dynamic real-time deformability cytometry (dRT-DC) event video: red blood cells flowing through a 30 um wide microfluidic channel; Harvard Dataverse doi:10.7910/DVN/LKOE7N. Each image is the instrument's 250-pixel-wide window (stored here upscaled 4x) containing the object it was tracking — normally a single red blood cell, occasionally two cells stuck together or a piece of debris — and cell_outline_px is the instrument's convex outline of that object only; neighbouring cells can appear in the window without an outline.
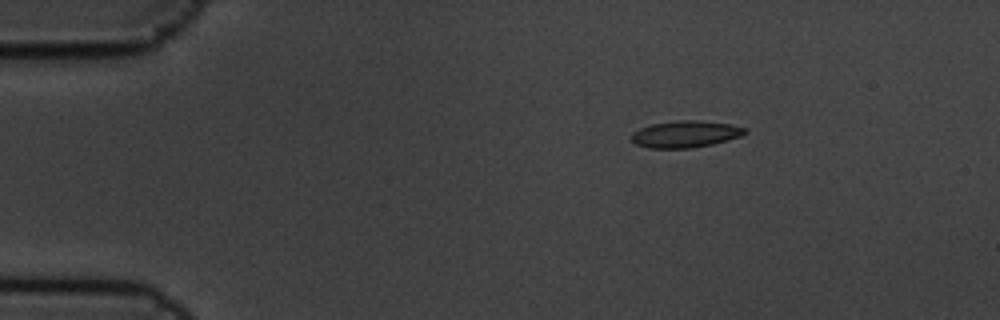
{"species": "common noctule bat (a hibernating species)", "species_latin": "Nyctalus noctula", "temperature_condition": "cold", "stored_images_in_passage": 7, "camera_frame_rate_fps": 3000, "um_per_image_px": 0.085, "animal": {"sex": "male", "body_mass_g": 19.5, "forearm_length_mm": 54.6}, "frame": {"image": 1, "passage_image": 1, "time_ms": 0.0, "image_size_px": [1000, 320], "cell_outline_px": [[748, 132], [740, 136], [728, 140], [712, 144], [692, 148], [648, 148], [636, 144], [632, 140], [632, 132], [640, 128], [652, 124], [676, 120], [696, 120], [728, 124], [748, 128]], "centroid_in_image_um": [58.27, 11.4], "position_along_channel_um": 26.7, "area_um2": 17.69}}
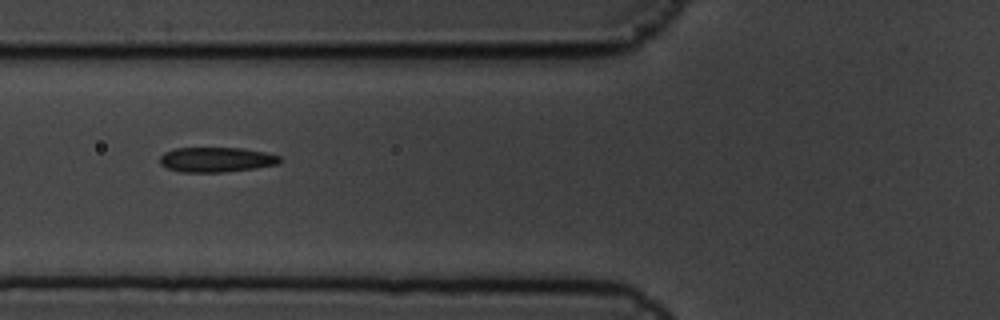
{"frame": {"image": 2, "passage_image": 4, "time_ms": 1.0, "image_size_px": [1000, 320], "cell_outline_px": [[280, 164], [256, 168], [224, 172], [180, 172], [168, 168], [160, 164], [160, 156], [164, 152], [176, 148], [244, 148], [264, 152], [280, 156]], "centroid_in_image_um": [18.39, 13.57], "position_along_channel_um": 107.4, "area_um2": 17.46}}
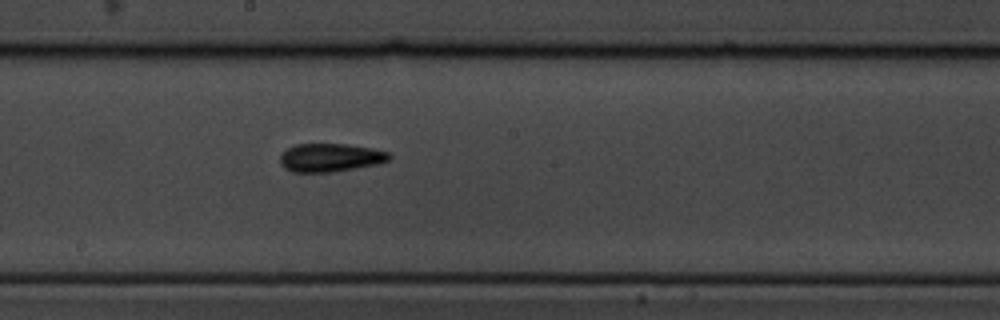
{"frame": {"image": 3, "passage_image": 7, "time_ms": 2.0, "image_size_px": [1000, 320], "cell_outline_px": [[392, 156], [388, 160], [380, 164], [332, 172], [292, 172], [284, 168], [280, 164], [280, 156], [288, 148], [296, 144], [344, 144], [372, 148], [388, 152]], "centroid_in_image_um": [28.08, 13.4], "position_along_channel_um": 220.1, "area_um2": 18.03}}